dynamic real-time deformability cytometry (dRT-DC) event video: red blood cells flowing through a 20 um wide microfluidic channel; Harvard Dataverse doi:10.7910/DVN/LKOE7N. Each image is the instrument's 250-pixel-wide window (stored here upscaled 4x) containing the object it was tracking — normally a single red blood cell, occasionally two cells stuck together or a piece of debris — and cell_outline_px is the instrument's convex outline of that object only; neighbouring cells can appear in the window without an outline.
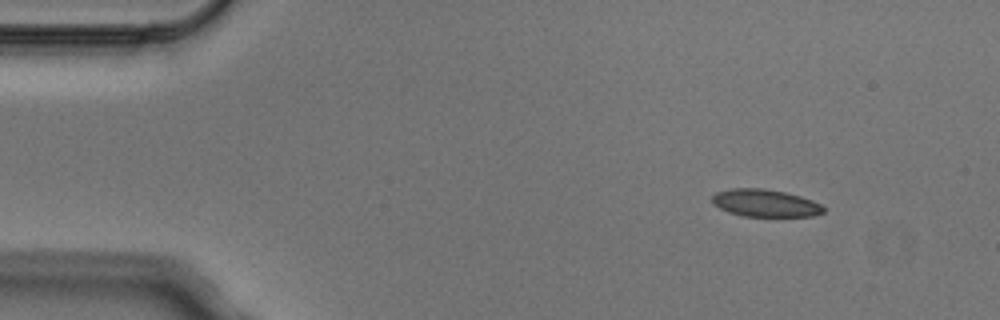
{"species": "Egyptian fruit bat (a non-hibernating species)", "species_latin": "Rousettus aegyptiacus", "temperature_condition": "cold", "stored_images_in_passage": 5, "segment_of_instrument_passage": [2, 2], "camera_frame_rate_fps": 3000, "um_per_image_px": 0.085, "animal": {"sex": "male"}, "frame": {"image": 1, "passage_image": 5, "time_ms": 1.333, "image_size_px": [1000, 320], "cell_outline_px": [[824, 212], [812, 216], [744, 216], [728, 212], [712, 204], [712, 196], [716, 192], [732, 188], [764, 188], [784, 192], [800, 196], [812, 200], [820, 204], [824, 208]], "centroid_in_image_um": [65.01, 17.26], "position_along_channel_um": 20.0, "area_um2": 17.74}}